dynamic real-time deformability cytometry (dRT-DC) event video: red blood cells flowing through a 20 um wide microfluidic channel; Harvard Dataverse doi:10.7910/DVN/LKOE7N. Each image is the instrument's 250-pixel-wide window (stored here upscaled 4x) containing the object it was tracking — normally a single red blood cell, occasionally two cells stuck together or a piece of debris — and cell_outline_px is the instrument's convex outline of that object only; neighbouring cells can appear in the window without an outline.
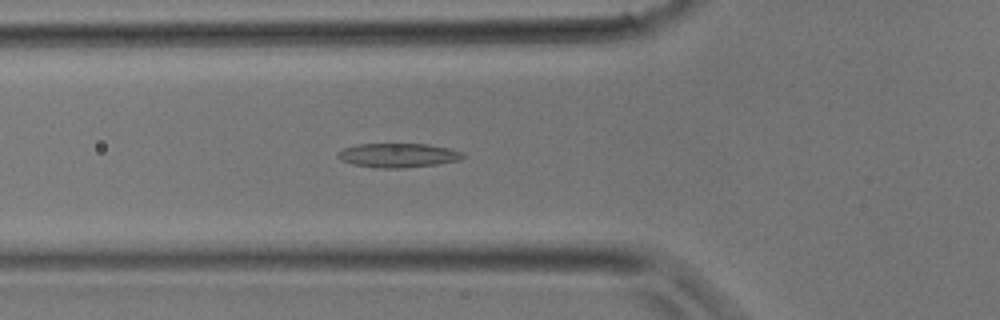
{"species": "common noctule bat (a hibernating species)", "species_latin": "Nyctalus noctula", "temperature_condition": "room temperature", "stored_images_in_passage": 6, "camera_frame_rate_fps": 3000, "um_per_image_px": 0.085, "animal": {"sex": "male", "body_mass_g": 17.9}, "frame": {"image": 1, "passage_image": 5, "time_ms": 1.333, "image_size_px": [1000, 320], "cell_outline_px": [[464, 156], [460, 160], [436, 164], [400, 168], [376, 168], [352, 164], [340, 160], [340, 152], [344, 148], [356, 144], [428, 144], [448, 148], [464, 152]], "centroid_in_image_um": [33.86, 13.2], "position_along_channel_um": 91.9, "area_um2": 17.46}}